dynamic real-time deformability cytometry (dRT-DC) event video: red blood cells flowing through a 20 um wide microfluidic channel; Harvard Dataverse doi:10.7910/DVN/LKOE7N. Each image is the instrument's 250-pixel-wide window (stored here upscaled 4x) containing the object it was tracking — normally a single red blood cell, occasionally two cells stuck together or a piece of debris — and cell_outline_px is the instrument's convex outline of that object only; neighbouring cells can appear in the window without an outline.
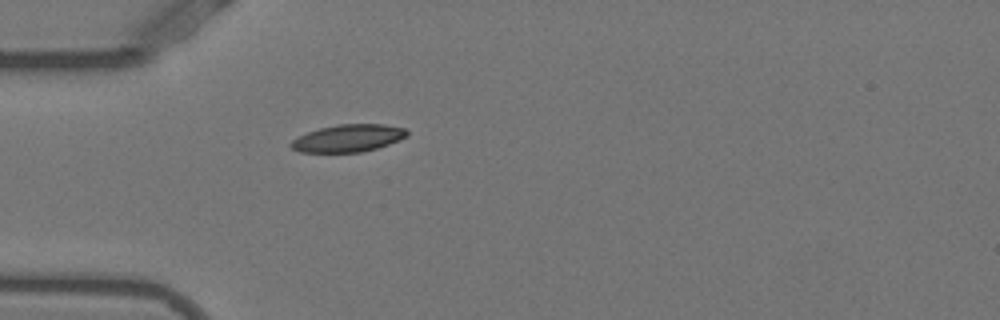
{"species": "Egyptian fruit bat (a non-hibernating species)", "species_latin": "Rousettus aegyptiacus", "temperature_condition": "warm", "stored_images_in_passage": 31, "camera_frame_rate_fps": 3000, "um_per_image_px": 0.085, "animal": {"sex": "female"}, "frame": {"image": 1, "passage_image": 1, "time_ms": 0.0, "image_size_px": [1000, 320], "cell_outline_px": [[408, 136], [400, 140], [376, 148], [360, 152], [300, 152], [292, 148], [288, 144], [292, 140], [308, 132], [320, 128], [336, 124], [384, 124], [404, 128], [408, 132]], "centroid_in_image_um": [29.6, 11.74], "position_along_channel_um": 55.4, "area_um2": 18.44}}
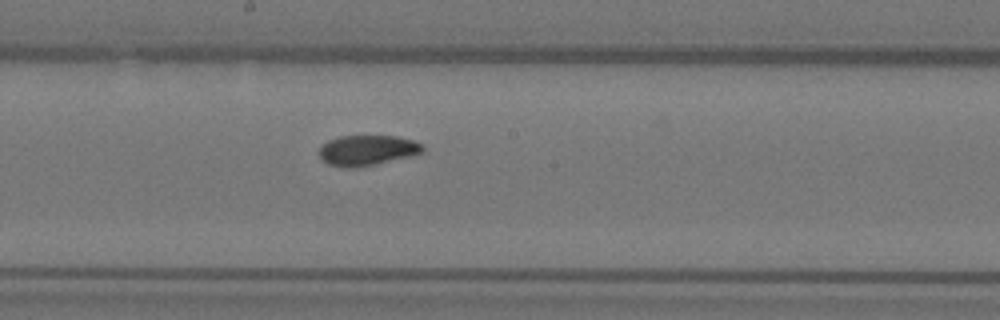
{"frame": {"image": 2, "passage_image": 14, "time_ms": 4.333, "image_size_px": [1000, 320], "cell_outline_px": [[424, 152], [408, 156], [356, 168], [348, 168], [328, 164], [320, 156], [320, 148], [328, 140], [340, 136], [396, 136], [412, 140], [424, 144]], "centroid_in_image_um": [31.23, 12.76], "position_along_channel_um": 217.0, "area_um2": 18.03}}
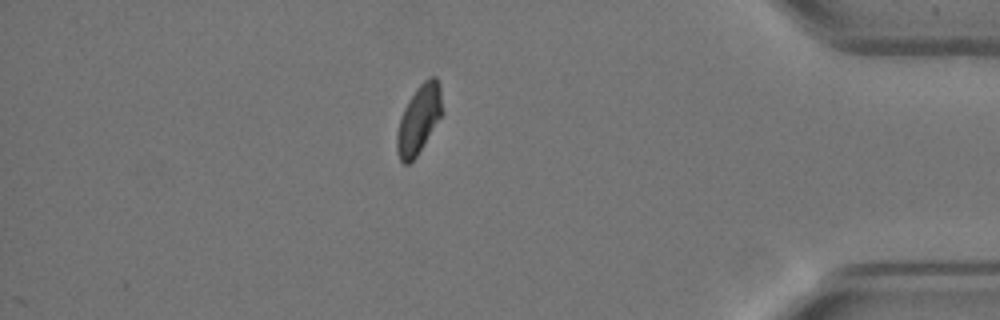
{"frame": {"image": 3, "passage_image": 31, "time_ms": 10.0, "image_size_px": [1000, 320], "cell_outline_px": [[440, 116], [416, 156], [408, 164], [404, 164], [400, 160], [396, 152], [396, 136], [400, 120], [404, 108], [408, 100], [416, 88], [428, 76], [436, 76], [440, 84]], "centroid_in_image_um": [35.56, 10.13], "position_along_channel_um": 399.6, "area_um2": 17.51}, "authors_computed_cell_mechanics": {"area_um2": 18.496, "velocity_mm_per_s": 3.8614, "shape_relaxation_time_tau1_ms": 3.2536, "shape_relaxation_time_tau2_ms": 1.9334, "deformation_change_tau1": 0.1581, "deformation_change_tau2": 0.0476}}